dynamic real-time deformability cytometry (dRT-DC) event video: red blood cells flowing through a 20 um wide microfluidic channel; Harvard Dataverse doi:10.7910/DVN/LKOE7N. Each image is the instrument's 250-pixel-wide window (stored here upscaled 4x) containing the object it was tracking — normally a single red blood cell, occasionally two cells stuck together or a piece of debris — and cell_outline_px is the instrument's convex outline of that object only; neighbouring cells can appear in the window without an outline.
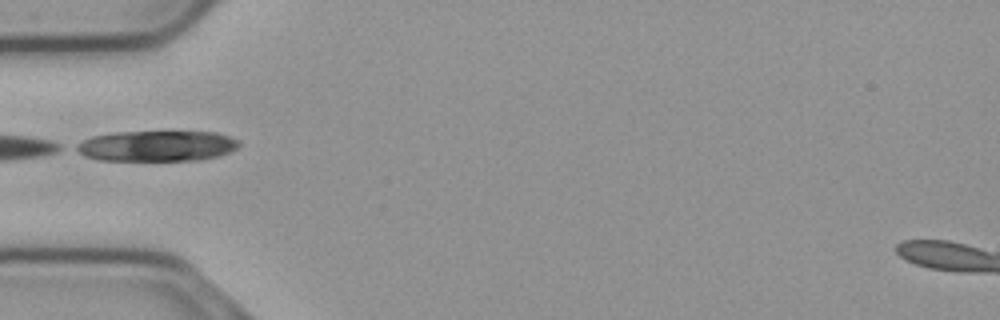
{"species": "common noctule bat (a hibernating species)", "species_latin": "Nyctalus noctula", "temperature_condition": "cold", "stored_images_in_passage": 14, "camera_frame_rate_fps": 3000, "um_per_image_px": 0.085, "animal": {"sex": "male", "body_mass_g": 23.1, "forearm_length_mm": 52.7}, "frame": {"image": 1, "passage_image": 1, "time_ms": 0.0, "image_size_px": [1000, 320], "cell_outline_px": [[240, 144], [236, 148], [220, 156], [200, 160], [100, 160], [88, 156], [72, 148], [76, 144], [92, 136], [112, 132], [216, 132], [240, 140]], "centroid_in_image_um": [13.35, 12.4], "position_along_channel_um": 71.7, "area_um2": 28.96}}
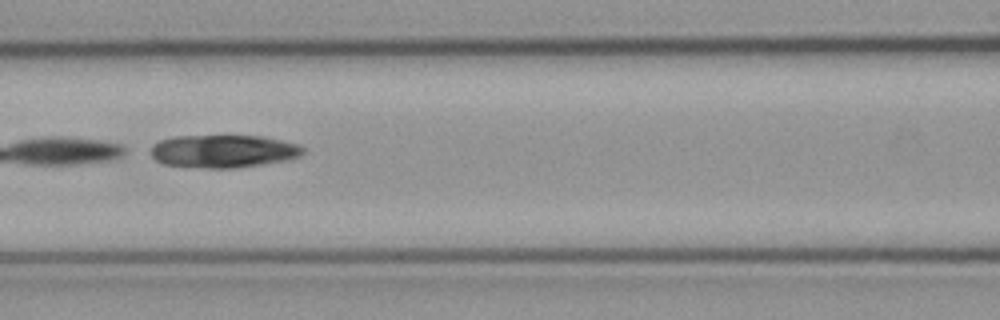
{"frame": {"image": 2, "passage_image": 7, "time_ms": 2.0, "image_size_px": [1000, 320], "cell_outline_px": [[304, 152], [300, 156], [284, 160], [236, 168], [208, 168], [164, 164], [156, 160], [152, 156], [152, 144], [160, 140], [176, 136], [264, 136], [300, 144], [304, 148]], "centroid_in_image_um": [19.01, 12.84], "position_along_channel_um": 147.6, "area_um2": 29.02}}
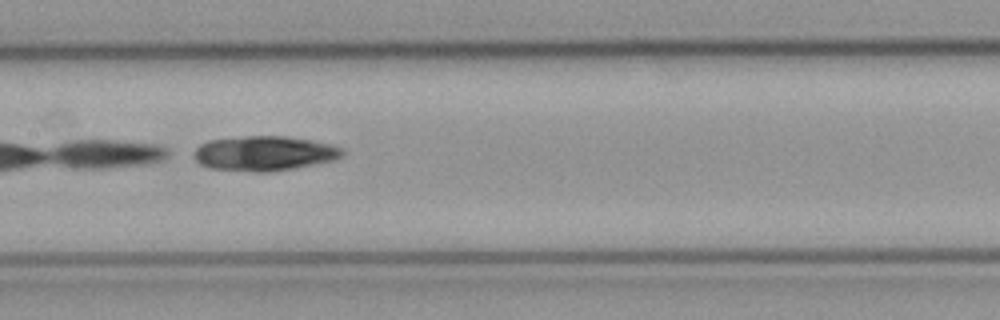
{"frame": {"image": 3, "passage_image": 10, "time_ms": 3.0, "image_size_px": [1000, 320], "cell_outline_px": [[344, 156], [336, 160], [292, 168], [268, 172], [256, 172], [208, 168], [200, 164], [196, 160], [196, 148], [200, 144], [208, 140], [248, 136], [284, 136], [312, 140], [328, 144], [340, 148], [344, 152]], "centroid_in_image_um": [22.47, 13.04], "position_along_channel_um": 184.9, "area_um2": 29.88}}